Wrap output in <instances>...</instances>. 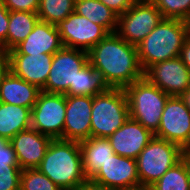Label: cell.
I'll list each match as a JSON object with an SVG mask.
<instances>
[{
    "instance_id": "obj_1",
    "label": "cell",
    "mask_w": 190,
    "mask_h": 190,
    "mask_svg": "<svg viewBox=\"0 0 190 190\" xmlns=\"http://www.w3.org/2000/svg\"><path fill=\"white\" fill-rule=\"evenodd\" d=\"M88 62L103 75L110 88H126L144 77L137 47L116 32L109 33L88 52Z\"/></svg>"
},
{
    "instance_id": "obj_2",
    "label": "cell",
    "mask_w": 190,
    "mask_h": 190,
    "mask_svg": "<svg viewBox=\"0 0 190 190\" xmlns=\"http://www.w3.org/2000/svg\"><path fill=\"white\" fill-rule=\"evenodd\" d=\"M189 36L190 22L177 19H163L136 46L143 72L156 63L178 57Z\"/></svg>"
},
{
    "instance_id": "obj_3",
    "label": "cell",
    "mask_w": 190,
    "mask_h": 190,
    "mask_svg": "<svg viewBox=\"0 0 190 190\" xmlns=\"http://www.w3.org/2000/svg\"><path fill=\"white\" fill-rule=\"evenodd\" d=\"M37 168L62 190L87 180L78 141L52 139Z\"/></svg>"
},
{
    "instance_id": "obj_4",
    "label": "cell",
    "mask_w": 190,
    "mask_h": 190,
    "mask_svg": "<svg viewBox=\"0 0 190 190\" xmlns=\"http://www.w3.org/2000/svg\"><path fill=\"white\" fill-rule=\"evenodd\" d=\"M124 91L129 117L155 134L160 126V119L169 95L145 77L134 81L124 88Z\"/></svg>"
},
{
    "instance_id": "obj_5",
    "label": "cell",
    "mask_w": 190,
    "mask_h": 190,
    "mask_svg": "<svg viewBox=\"0 0 190 190\" xmlns=\"http://www.w3.org/2000/svg\"><path fill=\"white\" fill-rule=\"evenodd\" d=\"M129 118L124 89L110 88L94 95L91 111V137L108 138Z\"/></svg>"
},
{
    "instance_id": "obj_6",
    "label": "cell",
    "mask_w": 190,
    "mask_h": 190,
    "mask_svg": "<svg viewBox=\"0 0 190 190\" xmlns=\"http://www.w3.org/2000/svg\"><path fill=\"white\" fill-rule=\"evenodd\" d=\"M184 152L176 143L154 136L136 158L140 189L154 185L182 159Z\"/></svg>"
},
{
    "instance_id": "obj_7",
    "label": "cell",
    "mask_w": 190,
    "mask_h": 190,
    "mask_svg": "<svg viewBox=\"0 0 190 190\" xmlns=\"http://www.w3.org/2000/svg\"><path fill=\"white\" fill-rule=\"evenodd\" d=\"M163 19L151 0H137L118 16L116 33L127 43L137 46Z\"/></svg>"
},
{
    "instance_id": "obj_8",
    "label": "cell",
    "mask_w": 190,
    "mask_h": 190,
    "mask_svg": "<svg viewBox=\"0 0 190 190\" xmlns=\"http://www.w3.org/2000/svg\"><path fill=\"white\" fill-rule=\"evenodd\" d=\"M66 95L40 91L31 109V128L52 139L63 140Z\"/></svg>"
},
{
    "instance_id": "obj_9",
    "label": "cell",
    "mask_w": 190,
    "mask_h": 190,
    "mask_svg": "<svg viewBox=\"0 0 190 190\" xmlns=\"http://www.w3.org/2000/svg\"><path fill=\"white\" fill-rule=\"evenodd\" d=\"M88 63L87 51L67 47L58 50L53 54L52 66L42 91L66 94L70 86H75L77 72Z\"/></svg>"
},
{
    "instance_id": "obj_10",
    "label": "cell",
    "mask_w": 190,
    "mask_h": 190,
    "mask_svg": "<svg viewBox=\"0 0 190 190\" xmlns=\"http://www.w3.org/2000/svg\"><path fill=\"white\" fill-rule=\"evenodd\" d=\"M154 136L190 151V111L180 96H169L167 99Z\"/></svg>"
},
{
    "instance_id": "obj_11",
    "label": "cell",
    "mask_w": 190,
    "mask_h": 190,
    "mask_svg": "<svg viewBox=\"0 0 190 190\" xmlns=\"http://www.w3.org/2000/svg\"><path fill=\"white\" fill-rule=\"evenodd\" d=\"M64 47L89 51L109 32L75 11L55 25Z\"/></svg>"
},
{
    "instance_id": "obj_12",
    "label": "cell",
    "mask_w": 190,
    "mask_h": 190,
    "mask_svg": "<svg viewBox=\"0 0 190 190\" xmlns=\"http://www.w3.org/2000/svg\"><path fill=\"white\" fill-rule=\"evenodd\" d=\"M111 190H137L140 181L136 159L114 153L91 178Z\"/></svg>"
},
{
    "instance_id": "obj_13",
    "label": "cell",
    "mask_w": 190,
    "mask_h": 190,
    "mask_svg": "<svg viewBox=\"0 0 190 190\" xmlns=\"http://www.w3.org/2000/svg\"><path fill=\"white\" fill-rule=\"evenodd\" d=\"M144 77L169 96H181L190 87V71L179 56L150 66Z\"/></svg>"
},
{
    "instance_id": "obj_14",
    "label": "cell",
    "mask_w": 190,
    "mask_h": 190,
    "mask_svg": "<svg viewBox=\"0 0 190 190\" xmlns=\"http://www.w3.org/2000/svg\"><path fill=\"white\" fill-rule=\"evenodd\" d=\"M93 96L66 95L63 140L82 141L91 137Z\"/></svg>"
},
{
    "instance_id": "obj_15",
    "label": "cell",
    "mask_w": 190,
    "mask_h": 190,
    "mask_svg": "<svg viewBox=\"0 0 190 190\" xmlns=\"http://www.w3.org/2000/svg\"><path fill=\"white\" fill-rule=\"evenodd\" d=\"M153 137L154 134L150 130L129 117L119 129L108 137V140L114 153L136 159Z\"/></svg>"
},
{
    "instance_id": "obj_16",
    "label": "cell",
    "mask_w": 190,
    "mask_h": 190,
    "mask_svg": "<svg viewBox=\"0 0 190 190\" xmlns=\"http://www.w3.org/2000/svg\"><path fill=\"white\" fill-rule=\"evenodd\" d=\"M52 138L33 128L20 131L9 141L16 153L19 167L37 168L45 156Z\"/></svg>"
},
{
    "instance_id": "obj_17",
    "label": "cell",
    "mask_w": 190,
    "mask_h": 190,
    "mask_svg": "<svg viewBox=\"0 0 190 190\" xmlns=\"http://www.w3.org/2000/svg\"><path fill=\"white\" fill-rule=\"evenodd\" d=\"M10 71L42 90L49 76L53 54H9Z\"/></svg>"
},
{
    "instance_id": "obj_18",
    "label": "cell",
    "mask_w": 190,
    "mask_h": 190,
    "mask_svg": "<svg viewBox=\"0 0 190 190\" xmlns=\"http://www.w3.org/2000/svg\"><path fill=\"white\" fill-rule=\"evenodd\" d=\"M64 47L55 25L40 21L31 33L8 54H54Z\"/></svg>"
},
{
    "instance_id": "obj_19",
    "label": "cell",
    "mask_w": 190,
    "mask_h": 190,
    "mask_svg": "<svg viewBox=\"0 0 190 190\" xmlns=\"http://www.w3.org/2000/svg\"><path fill=\"white\" fill-rule=\"evenodd\" d=\"M40 91L36 85L28 83L10 71L0 86V102L32 109Z\"/></svg>"
},
{
    "instance_id": "obj_20",
    "label": "cell",
    "mask_w": 190,
    "mask_h": 190,
    "mask_svg": "<svg viewBox=\"0 0 190 190\" xmlns=\"http://www.w3.org/2000/svg\"><path fill=\"white\" fill-rule=\"evenodd\" d=\"M85 176L91 179L114 154L108 138L90 137L79 142Z\"/></svg>"
},
{
    "instance_id": "obj_21",
    "label": "cell",
    "mask_w": 190,
    "mask_h": 190,
    "mask_svg": "<svg viewBox=\"0 0 190 190\" xmlns=\"http://www.w3.org/2000/svg\"><path fill=\"white\" fill-rule=\"evenodd\" d=\"M31 128V109L0 102V137L10 140L20 131Z\"/></svg>"
},
{
    "instance_id": "obj_22",
    "label": "cell",
    "mask_w": 190,
    "mask_h": 190,
    "mask_svg": "<svg viewBox=\"0 0 190 190\" xmlns=\"http://www.w3.org/2000/svg\"><path fill=\"white\" fill-rule=\"evenodd\" d=\"M38 20L37 13L9 11L7 39L0 45V49L7 52L14 49L31 33Z\"/></svg>"
},
{
    "instance_id": "obj_23",
    "label": "cell",
    "mask_w": 190,
    "mask_h": 190,
    "mask_svg": "<svg viewBox=\"0 0 190 190\" xmlns=\"http://www.w3.org/2000/svg\"><path fill=\"white\" fill-rule=\"evenodd\" d=\"M75 12L103 26L109 33L116 32L118 15L99 0H76Z\"/></svg>"
},
{
    "instance_id": "obj_24",
    "label": "cell",
    "mask_w": 190,
    "mask_h": 190,
    "mask_svg": "<svg viewBox=\"0 0 190 190\" xmlns=\"http://www.w3.org/2000/svg\"><path fill=\"white\" fill-rule=\"evenodd\" d=\"M110 89L103 75L97 72L89 63L77 72L75 86H70L65 95L94 96Z\"/></svg>"
},
{
    "instance_id": "obj_25",
    "label": "cell",
    "mask_w": 190,
    "mask_h": 190,
    "mask_svg": "<svg viewBox=\"0 0 190 190\" xmlns=\"http://www.w3.org/2000/svg\"><path fill=\"white\" fill-rule=\"evenodd\" d=\"M150 190H190L186 161L182 158L152 185Z\"/></svg>"
},
{
    "instance_id": "obj_26",
    "label": "cell",
    "mask_w": 190,
    "mask_h": 190,
    "mask_svg": "<svg viewBox=\"0 0 190 190\" xmlns=\"http://www.w3.org/2000/svg\"><path fill=\"white\" fill-rule=\"evenodd\" d=\"M76 0H40L37 11L40 21L57 25L75 11Z\"/></svg>"
},
{
    "instance_id": "obj_27",
    "label": "cell",
    "mask_w": 190,
    "mask_h": 190,
    "mask_svg": "<svg viewBox=\"0 0 190 190\" xmlns=\"http://www.w3.org/2000/svg\"><path fill=\"white\" fill-rule=\"evenodd\" d=\"M164 19L190 22V0H151Z\"/></svg>"
},
{
    "instance_id": "obj_28",
    "label": "cell",
    "mask_w": 190,
    "mask_h": 190,
    "mask_svg": "<svg viewBox=\"0 0 190 190\" xmlns=\"http://www.w3.org/2000/svg\"><path fill=\"white\" fill-rule=\"evenodd\" d=\"M20 190H62L38 168L23 169Z\"/></svg>"
},
{
    "instance_id": "obj_29",
    "label": "cell",
    "mask_w": 190,
    "mask_h": 190,
    "mask_svg": "<svg viewBox=\"0 0 190 190\" xmlns=\"http://www.w3.org/2000/svg\"><path fill=\"white\" fill-rule=\"evenodd\" d=\"M21 173L18 162H0V190H20Z\"/></svg>"
},
{
    "instance_id": "obj_30",
    "label": "cell",
    "mask_w": 190,
    "mask_h": 190,
    "mask_svg": "<svg viewBox=\"0 0 190 190\" xmlns=\"http://www.w3.org/2000/svg\"><path fill=\"white\" fill-rule=\"evenodd\" d=\"M9 11L37 13L40 0H1Z\"/></svg>"
},
{
    "instance_id": "obj_31",
    "label": "cell",
    "mask_w": 190,
    "mask_h": 190,
    "mask_svg": "<svg viewBox=\"0 0 190 190\" xmlns=\"http://www.w3.org/2000/svg\"><path fill=\"white\" fill-rule=\"evenodd\" d=\"M0 162H18L9 140L0 137Z\"/></svg>"
},
{
    "instance_id": "obj_32",
    "label": "cell",
    "mask_w": 190,
    "mask_h": 190,
    "mask_svg": "<svg viewBox=\"0 0 190 190\" xmlns=\"http://www.w3.org/2000/svg\"><path fill=\"white\" fill-rule=\"evenodd\" d=\"M118 16L125 13L137 0H99Z\"/></svg>"
},
{
    "instance_id": "obj_33",
    "label": "cell",
    "mask_w": 190,
    "mask_h": 190,
    "mask_svg": "<svg viewBox=\"0 0 190 190\" xmlns=\"http://www.w3.org/2000/svg\"><path fill=\"white\" fill-rule=\"evenodd\" d=\"M9 10L0 0V45L7 39Z\"/></svg>"
},
{
    "instance_id": "obj_34",
    "label": "cell",
    "mask_w": 190,
    "mask_h": 190,
    "mask_svg": "<svg viewBox=\"0 0 190 190\" xmlns=\"http://www.w3.org/2000/svg\"><path fill=\"white\" fill-rule=\"evenodd\" d=\"M10 72V60L7 51L0 49V86L5 76Z\"/></svg>"
},
{
    "instance_id": "obj_35",
    "label": "cell",
    "mask_w": 190,
    "mask_h": 190,
    "mask_svg": "<svg viewBox=\"0 0 190 190\" xmlns=\"http://www.w3.org/2000/svg\"><path fill=\"white\" fill-rule=\"evenodd\" d=\"M70 190H111L108 189L101 184L93 182L91 179H87L86 181L76 185L74 188Z\"/></svg>"
},
{
    "instance_id": "obj_36",
    "label": "cell",
    "mask_w": 190,
    "mask_h": 190,
    "mask_svg": "<svg viewBox=\"0 0 190 190\" xmlns=\"http://www.w3.org/2000/svg\"><path fill=\"white\" fill-rule=\"evenodd\" d=\"M179 57L190 71V36L186 39L183 47L181 48Z\"/></svg>"
},
{
    "instance_id": "obj_37",
    "label": "cell",
    "mask_w": 190,
    "mask_h": 190,
    "mask_svg": "<svg viewBox=\"0 0 190 190\" xmlns=\"http://www.w3.org/2000/svg\"><path fill=\"white\" fill-rule=\"evenodd\" d=\"M180 97L190 111V87Z\"/></svg>"
},
{
    "instance_id": "obj_38",
    "label": "cell",
    "mask_w": 190,
    "mask_h": 190,
    "mask_svg": "<svg viewBox=\"0 0 190 190\" xmlns=\"http://www.w3.org/2000/svg\"><path fill=\"white\" fill-rule=\"evenodd\" d=\"M182 158L186 161L188 177H189V182H190V151H185Z\"/></svg>"
},
{
    "instance_id": "obj_39",
    "label": "cell",
    "mask_w": 190,
    "mask_h": 190,
    "mask_svg": "<svg viewBox=\"0 0 190 190\" xmlns=\"http://www.w3.org/2000/svg\"><path fill=\"white\" fill-rule=\"evenodd\" d=\"M137 190H150L149 188H141V189H137Z\"/></svg>"
}]
</instances>
